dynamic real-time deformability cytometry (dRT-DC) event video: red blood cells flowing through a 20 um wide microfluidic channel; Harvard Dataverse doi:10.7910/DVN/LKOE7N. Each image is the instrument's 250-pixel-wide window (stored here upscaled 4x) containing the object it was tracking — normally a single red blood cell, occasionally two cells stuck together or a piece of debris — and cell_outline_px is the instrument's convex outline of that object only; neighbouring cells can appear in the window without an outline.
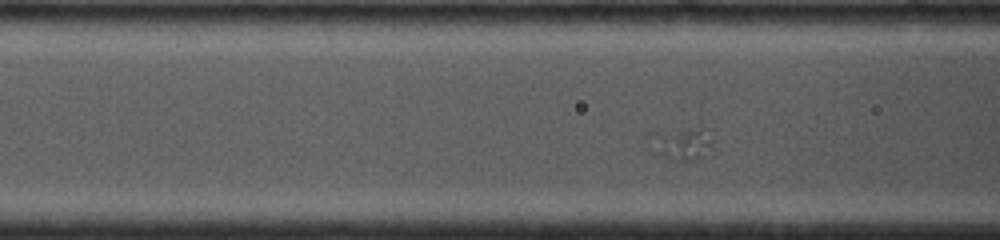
{"species": "common noctule bat (a hibernating species)", "species_latin": "Nyctalus noctula", "temperature_condition": "cold", "stored_images_in_passage": 7, "camera_frame_rate_fps": 4000, "um_per_image_px": 0.085, "animal": {"sex": "female", "body_mass_g": 19.0, "forearm_length_mm": 53.3}, "frame": {"image": 1, "passage_image": 4, "time_ms": 1.0, "image_size_px": [1000, 240], "cell_outline_px": [[712, 140], [700, 156], [692, 160], [684, 160], [664, 156], [644, 136], [648, 132], [692, 128], [700, 128]], "centroid_in_image_um": [57.8, 12.14], "position_along_channel_um": 108.8, "area_um2": 10.92}}